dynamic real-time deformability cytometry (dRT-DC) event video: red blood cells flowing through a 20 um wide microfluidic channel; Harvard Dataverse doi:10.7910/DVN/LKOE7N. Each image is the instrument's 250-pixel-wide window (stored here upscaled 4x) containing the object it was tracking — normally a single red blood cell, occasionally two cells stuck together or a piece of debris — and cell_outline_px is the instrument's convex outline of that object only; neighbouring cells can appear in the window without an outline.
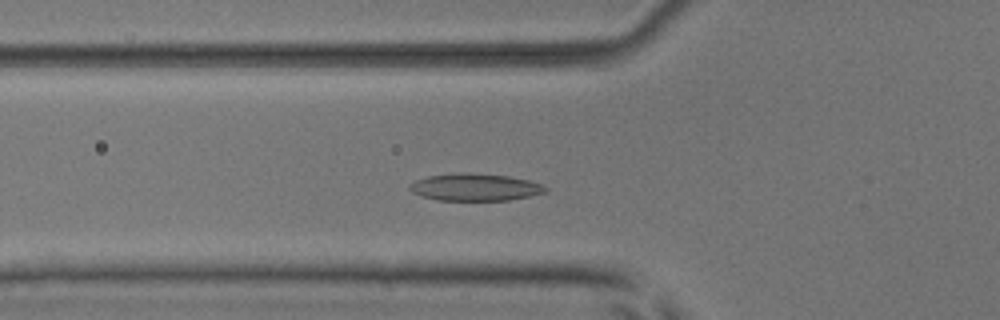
{"species": "common noctule bat (a hibernating species)", "species_latin": "Nyctalus noctula", "temperature_condition": "room temperature", "stored_images_in_passage": 37, "camera_frame_rate_fps": 3000, "um_per_image_px": 0.085, "animal": {"sex": "male", "body_mass_g": 17.9, "forearm_length_mm": 54.2}, "frame": {"image": 1, "passage_image": 14, "time_ms": 4.333, "image_size_px": [1000, 320], "cell_outline_px": [[548, 188], [544, 192], [528, 196], [508, 200], [436, 200], [412, 192], [408, 188], [408, 184], [416, 180], [428, 176], [460, 172], [468, 172], [508, 176], [528, 180], [540, 184]], "centroid_in_image_um": [40.33, 15.9], "position_along_channel_um": 85.5, "area_um2": 21.39}}
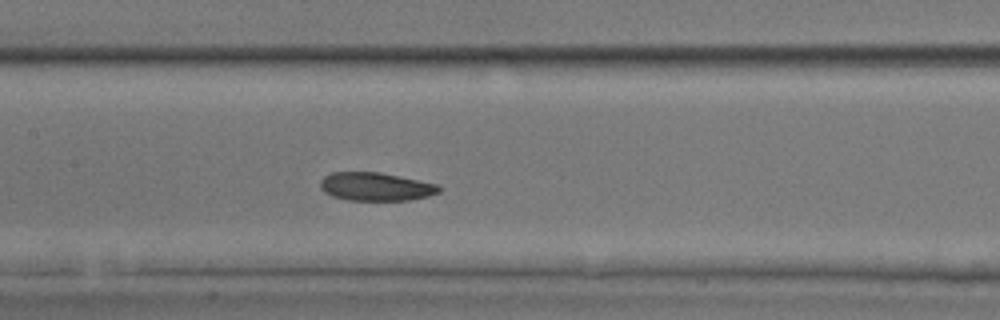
{"frame": {"image": 2, "passage_image": 21, "time_ms": 6.667, "image_size_px": [1000, 320], "cell_outline_px": [[440, 192], [428, 196], [408, 200], [348, 200], [332, 196], [324, 192], [320, 188], [320, 180], [324, 176], [332, 172], [380, 172], [436, 184], [440, 188]], "centroid_in_image_um": [31.89, 15.86], "position_along_channel_um": 175.5, "area_um2": 19.48}}
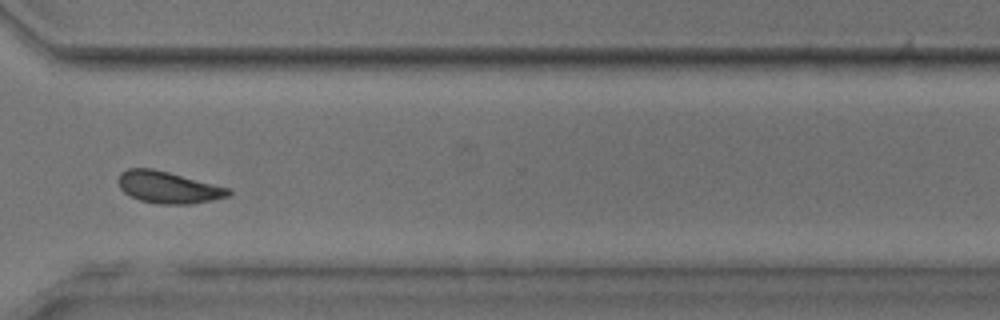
{"frame": {"image": 3, "passage_image": 35, "time_ms": 11.333, "image_size_px": [1000, 320], "cell_outline_px": [[232, 192], [228, 196], [212, 200], [188, 204], [160, 204], [140, 200], [128, 196], [120, 188], [116, 180], [120, 172], [128, 168], [152, 168], [168, 172], [228, 188]], "centroid_in_image_um": [14.22, 15.92], "position_along_channel_um": 356.4, "area_um2": 20.35}, "authors_computed_cell_mechanics": {"area_um2": 20.6924, "velocity_mm_per_s": 3.8688, "shape_relaxation_time_tau1_ms": 4.8854, "shape_relaxation_time_tau2_ms": 2.85, "deformation_change_tau1": 0.1081, "deformation_change_tau2": 0.0856}}